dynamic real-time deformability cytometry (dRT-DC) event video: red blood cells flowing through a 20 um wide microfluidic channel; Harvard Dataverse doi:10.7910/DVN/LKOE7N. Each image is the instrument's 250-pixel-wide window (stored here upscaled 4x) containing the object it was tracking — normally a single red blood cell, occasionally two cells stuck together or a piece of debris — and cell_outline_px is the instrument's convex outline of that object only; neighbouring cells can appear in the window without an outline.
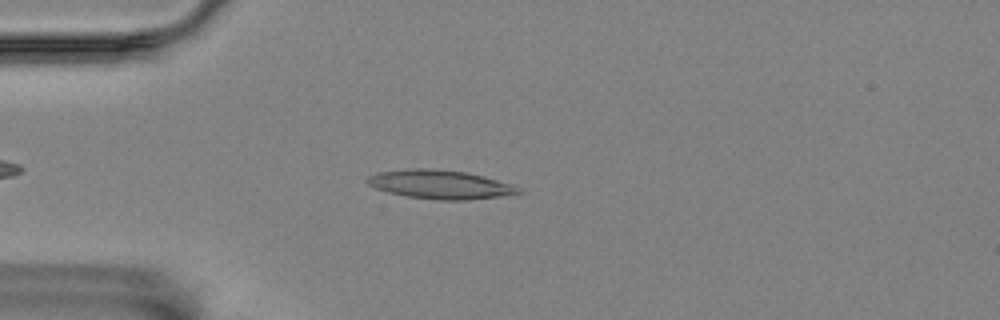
{"species": "Egyptian fruit bat (a non-hibernating species)", "species_latin": "Rousettus aegyptiacus", "temperature_condition": "room temperature", "stored_images_in_passage": 41, "camera_frame_rate_fps": 3000, "um_per_image_px": 0.085, "animal": {"sex": "female"}, "frame": {"image": 1, "passage_image": 8, "time_ms": 2.333, "image_size_px": [1000, 320], "cell_outline_px": [[524, 192], [500, 196], [468, 200], [436, 200], [408, 196], [388, 192], [376, 188], [368, 184], [364, 180], [368, 176], [376, 172], [412, 168], [424, 168], [464, 172], [484, 176], [520, 188]], "centroid_in_image_um": [37.36, 15.68], "position_along_channel_um": 47.6, "area_um2": 25.14}}
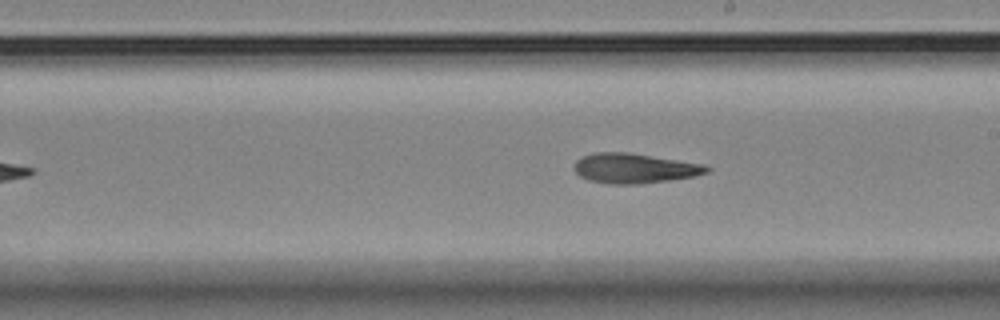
{"frame": {"image": 2, "passage_image": 25, "time_ms": 8.0, "image_size_px": [1000, 320], "cell_outline_px": [[712, 168], [708, 172], [692, 176], [668, 180], [640, 184], [608, 184], [588, 180], [580, 176], [576, 172], [576, 160], [584, 156], [596, 152], [628, 152], [704, 164]], "centroid_in_image_um": [53.94, 14.3], "position_along_channel_um": 235.1, "area_um2": 22.89}}
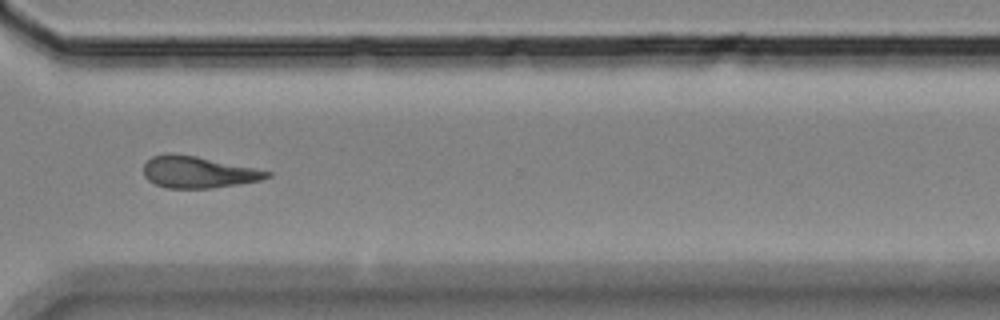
{"frame": {"image": 3, "passage_image": 35, "time_ms": 11.333, "image_size_px": [1000, 320], "cell_outline_px": [[272, 176], [260, 180], [212, 188], [168, 188], [156, 184], [148, 180], [144, 176], [144, 164], [152, 156], [168, 152], [196, 156], [272, 172]], "centroid_in_image_um": [16.8, 14.62], "position_along_channel_um": 353.8, "area_um2": 22.54}, "authors_computed_cell_mechanics": {"area_um2": 23.1778, "velocity_mm_per_s": 3.5596, "shape_relaxation_time_tau1_ms": 10.7892, "shape_relaxation_time_tau2_ms": 3.409, "deformation_change_tau1": 0.2563, "deformation_change_tau2": 0.1411}}